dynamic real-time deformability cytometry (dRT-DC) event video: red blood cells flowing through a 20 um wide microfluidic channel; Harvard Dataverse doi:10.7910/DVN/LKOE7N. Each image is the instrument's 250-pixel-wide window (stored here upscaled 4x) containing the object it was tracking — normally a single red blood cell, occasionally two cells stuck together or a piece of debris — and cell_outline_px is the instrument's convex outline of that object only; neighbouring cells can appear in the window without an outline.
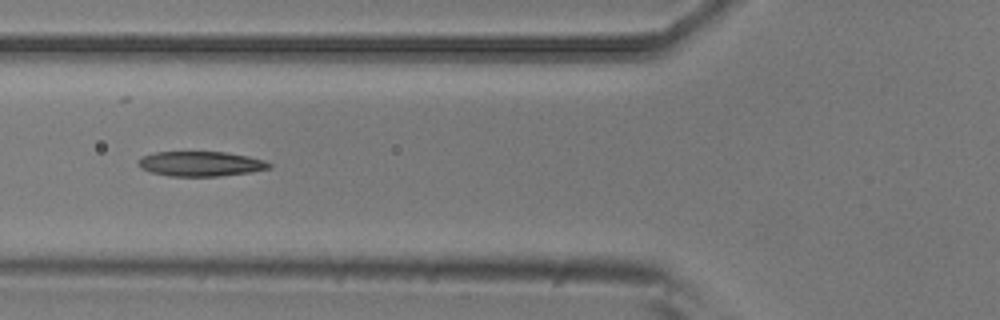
{"species": "common noctule bat (a hibernating species)", "species_latin": "Nyctalus noctula", "temperature_condition": "room temperature", "stored_images_in_passage": 9, "camera_frame_rate_fps": 3000, "um_per_image_px": 0.085, "animal": {"sex": "male", "body_mass_g": 20.5, "forearm_length_mm": 52.5}, "frame": {"image": 1, "passage_image": 6, "time_ms": 1.667, "image_size_px": [1000, 320], "cell_outline_px": [[272, 168], [252, 172], [220, 176], [172, 176], [152, 172], [140, 168], [136, 164], [144, 156], [156, 152], [224, 152], [248, 156], [264, 160], [272, 164]], "centroid_in_image_um": [17.1, 13.93], "position_along_channel_um": 108.7, "area_um2": 18.9}}
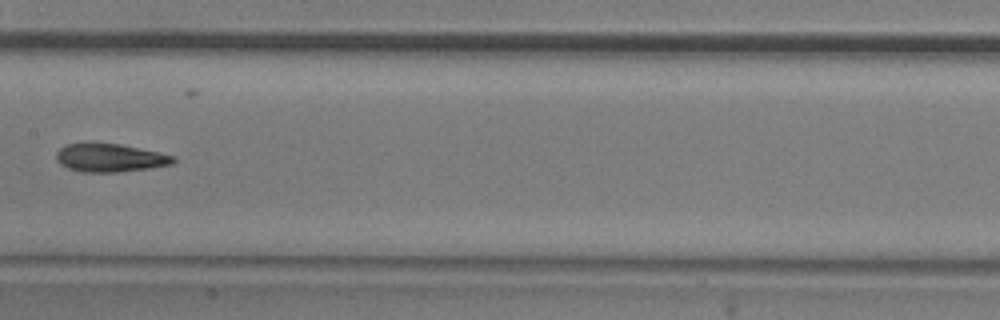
{"frame": {"image": 2, "passage_image": 8, "time_ms": 2.333, "image_size_px": [1000, 320], "cell_outline_px": [[176, 160], [172, 164], [148, 168], [116, 172], [80, 172], [68, 168], [60, 164], [56, 160], [56, 152], [64, 144], [84, 140], [120, 144], [176, 156]], "centroid_in_image_um": [9.26, 13.37], "position_along_channel_um": 198.1, "area_um2": 19.83}}
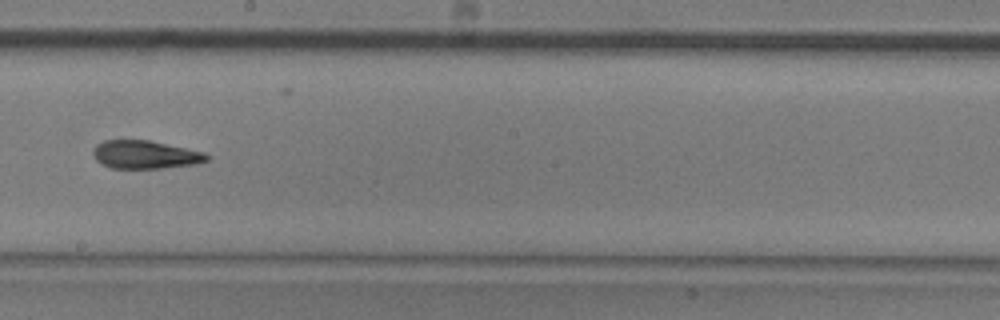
{"frame": {"image": 3, "passage_image": 9, "time_ms": 2.667, "image_size_px": [1000, 320], "cell_outline_px": [[208, 160], [196, 164], [164, 168], [112, 168], [96, 160], [92, 152], [96, 144], [104, 140], [148, 140], [204, 152], [208, 156]], "centroid_in_image_um": [12.33, 13.14], "position_along_channel_um": 235.9, "area_um2": 18.5}}